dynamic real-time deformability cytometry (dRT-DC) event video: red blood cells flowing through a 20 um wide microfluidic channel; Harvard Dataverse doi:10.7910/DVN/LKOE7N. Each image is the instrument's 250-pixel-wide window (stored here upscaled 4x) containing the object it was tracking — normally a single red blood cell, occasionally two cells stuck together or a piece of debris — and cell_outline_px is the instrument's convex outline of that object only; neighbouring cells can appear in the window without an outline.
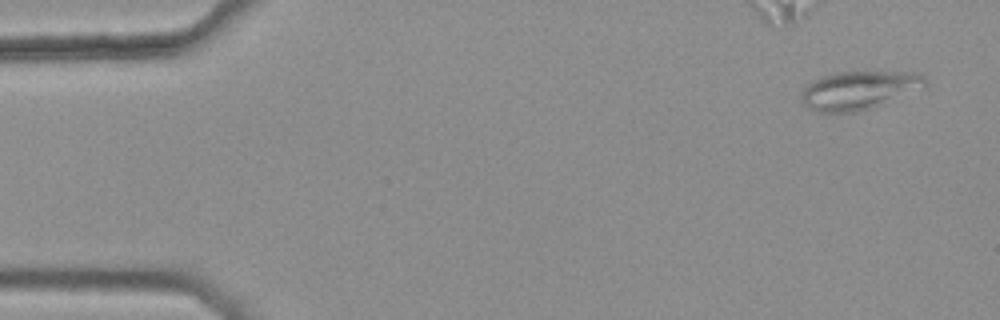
{"species": "common noctule bat (a hibernating species)", "species_latin": "Nyctalus noctula", "temperature_condition": "warm", "stored_images_in_passage": 3, "camera_frame_rate_fps": 3000, "um_per_image_px": 0.085, "animal": {"sex": "female", "body_mass_g": 25.1}, "frame": {"image": 1, "passage_image": 1, "time_ms": 0.0, "image_size_px": [1000, 320], "cell_outline_px": [[928, 80], [924, 88], [872, 108], [852, 112], [820, 112], [808, 108], [804, 104], [800, 96], [800, 92], [812, 80], [824, 76], [840, 72], [900, 72], [924, 76]], "centroid_in_image_um": [72.99, 7.68], "position_along_channel_um": 12.0, "area_um2": 27.46}}